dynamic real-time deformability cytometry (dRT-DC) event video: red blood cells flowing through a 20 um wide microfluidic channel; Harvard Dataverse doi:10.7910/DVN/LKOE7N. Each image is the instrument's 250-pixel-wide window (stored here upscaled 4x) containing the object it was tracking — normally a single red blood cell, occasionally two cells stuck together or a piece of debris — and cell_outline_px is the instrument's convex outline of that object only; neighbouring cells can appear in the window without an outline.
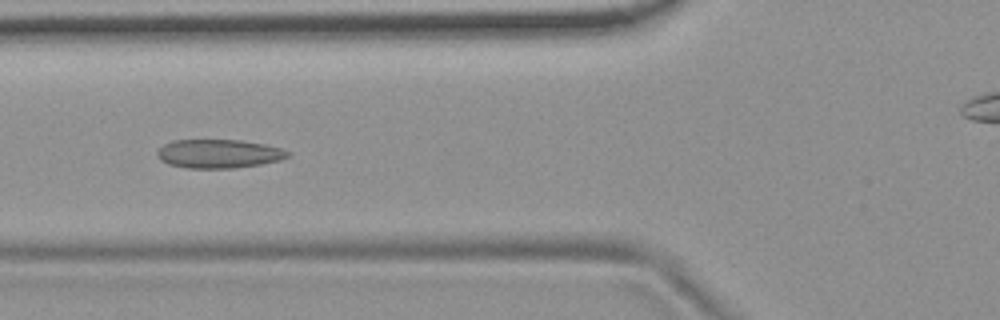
{"species": "common noctule bat (a hibernating species)", "species_latin": "Nyctalus noctula", "temperature_condition": "room temperature", "stored_images_in_passage": 56, "camera_frame_rate_fps": 3000, "um_per_image_px": 0.085, "animal": {"sex": "female", "body_mass_g": 19.9}, "frame": {"image": 1, "passage_image": 21, "time_ms": 6.667, "image_size_px": [1000, 320], "cell_outline_px": [[292, 156], [280, 160], [260, 164], [236, 168], [184, 168], [168, 164], [160, 160], [156, 156], [156, 152], [164, 144], [172, 140], [240, 140], [264, 144], [280, 148], [292, 152]], "centroid_in_image_um": [18.6, 13.07], "position_along_channel_um": 107.2, "area_um2": 22.08}}
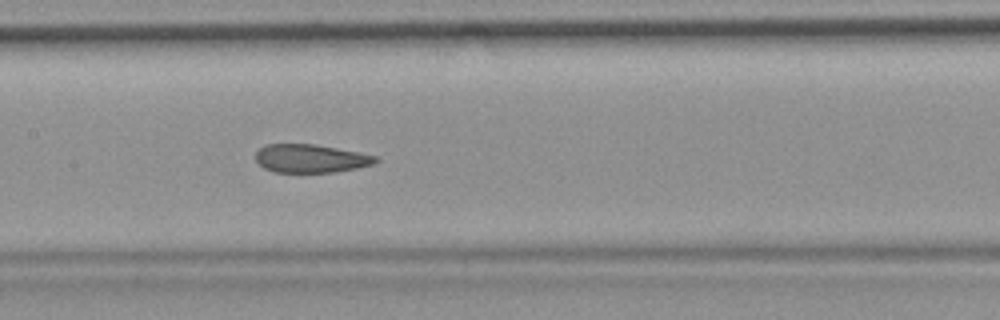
{"frame": {"image": 2, "passage_image": 27, "time_ms": 8.667, "image_size_px": [1000, 320], "cell_outline_px": [[380, 160], [372, 164], [356, 168], [336, 172], [272, 172], [264, 168], [256, 160], [256, 152], [264, 144], [316, 144], [376, 156]], "centroid_in_image_um": [26.38, 13.47], "position_along_channel_um": 181.0, "area_um2": 19.71}}
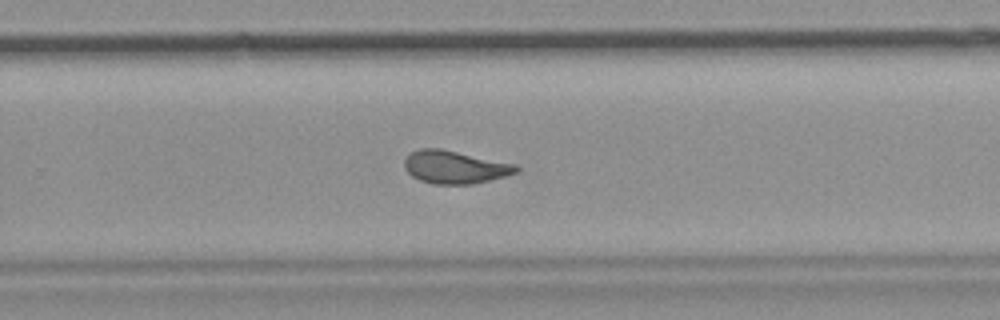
{"frame": {"image": 3, "passage_image": 36, "time_ms": 11.667, "image_size_px": [1000, 320], "cell_outline_px": [[520, 168], [516, 172], [508, 176], [472, 184], [432, 184], [420, 180], [412, 176], [404, 168], [404, 160], [412, 152], [420, 148], [440, 148], [516, 164]], "centroid_in_image_um": [38.67, 14.21], "position_along_channel_um": 291.1, "area_um2": 21.44}, "authors_computed_cell_mechanics": {"area_um2": 21.8195, "velocity_mm_per_s": 3.695, "shape_relaxation_time_tau1_ms": null, "shape_relaxation_time_tau2_ms": 1.2203, "deformation_change_tau1": null, "deformation_change_tau2": 0.078}}